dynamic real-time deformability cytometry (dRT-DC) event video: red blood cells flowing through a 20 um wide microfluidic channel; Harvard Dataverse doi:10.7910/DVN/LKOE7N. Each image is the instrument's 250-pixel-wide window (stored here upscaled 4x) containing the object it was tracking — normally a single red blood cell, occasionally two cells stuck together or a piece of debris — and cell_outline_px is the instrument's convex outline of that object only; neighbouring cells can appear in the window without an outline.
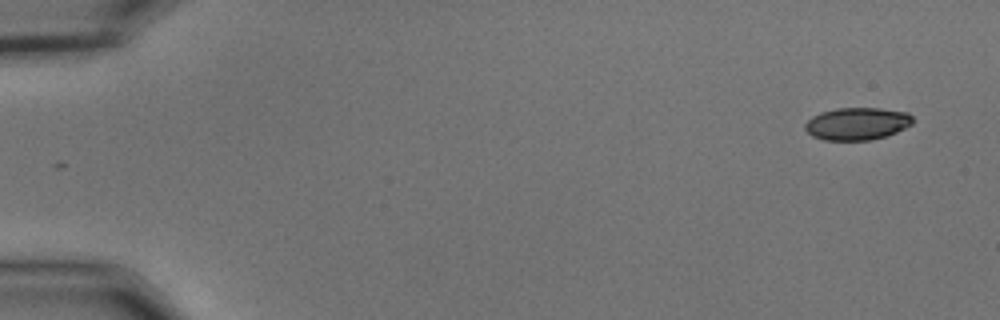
{"species": "common noctule bat (a hibernating species)", "species_latin": "Nyctalus noctula", "temperature_condition": "cold", "stored_images_in_passage": 53, "camera_frame_rate_fps": 3000, "um_per_image_px": 0.085, "animal": {"sex": "male", "body_mass_g": 15.6}, "frame": {"image": 1, "passage_image": 1, "time_ms": 0.0, "image_size_px": [1000, 320], "cell_outline_px": [[912, 124], [896, 132], [872, 140], [824, 140], [812, 136], [804, 128], [804, 124], [812, 116], [820, 112], [836, 108], [880, 108], [908, 112], [912, 116]], "centroid_in_image_um": [72.83, 10.51], "position_along_channel_um": 12.2, "area_um2": 20.4}}
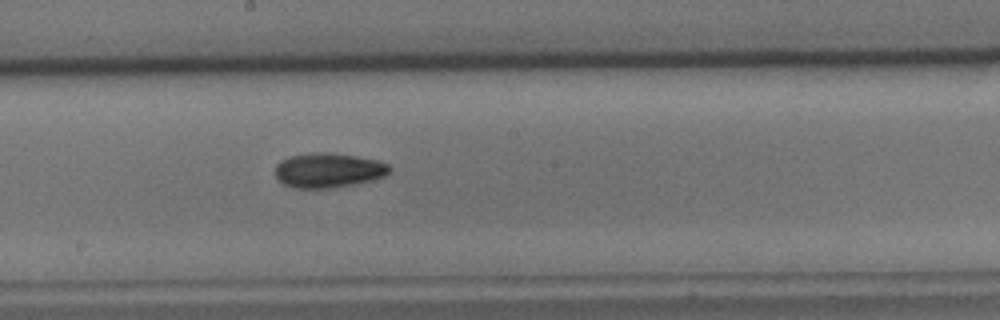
{"frame": {"image": 2, "passage_image": 29, "time_ms": 9.333, "image_size_px": [1000, 320], "cell_outline_px": [[392, 168], [384, 176], [372, 180], [356, 184], [332, 188], [292, 188], [284, 184], [276, 176], [276, 164], [280, 160], [292, 156], [312, 152], [328, 152], [356, 156], [376, 160], [388, 164]], "centroid_in_image_um": [27.91, 14.48], "position_along_channel_um": 220.3, "area_um2": 23.12}}
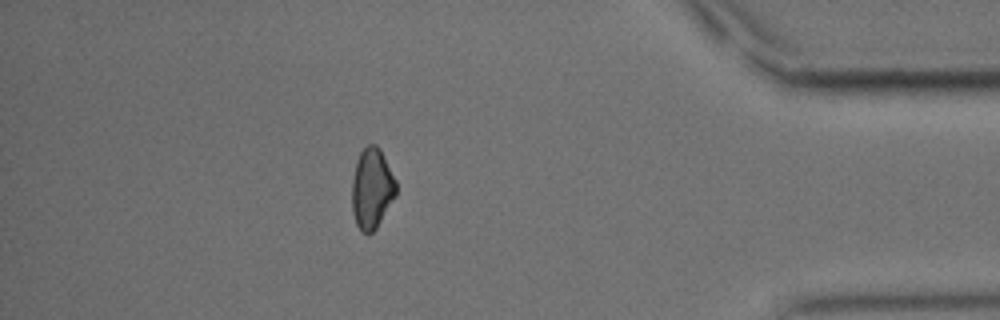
{"frame": {"image": 3, "passage_image": 47, "time_ms": 15.333, "image_size_px": [1000, 320], "cell_outline_px": [[396, 196], [376, 228], [368, 236], [360, 232], [356, 224], [352, 212], [352, 180], [356, 160], [360, 152], [368, 144], [376, 144], [380, 148], [396, 180]], "centroid_in_image_um": [31.6, 16.04], "position_along_channel_um": 403.6, "area_um2": 20.98}, "authors_computed_cell_mechanics": {"area_um2": 21.2126, "velocity_mm_per_s": 3.6556, "shape_relaxation_time_tau1_ms": 6.3044, "shape_relaxation_time_tau2_ms": null, "deformation_change_tau1": 0.1226, "deformation_change_tau2": null}}